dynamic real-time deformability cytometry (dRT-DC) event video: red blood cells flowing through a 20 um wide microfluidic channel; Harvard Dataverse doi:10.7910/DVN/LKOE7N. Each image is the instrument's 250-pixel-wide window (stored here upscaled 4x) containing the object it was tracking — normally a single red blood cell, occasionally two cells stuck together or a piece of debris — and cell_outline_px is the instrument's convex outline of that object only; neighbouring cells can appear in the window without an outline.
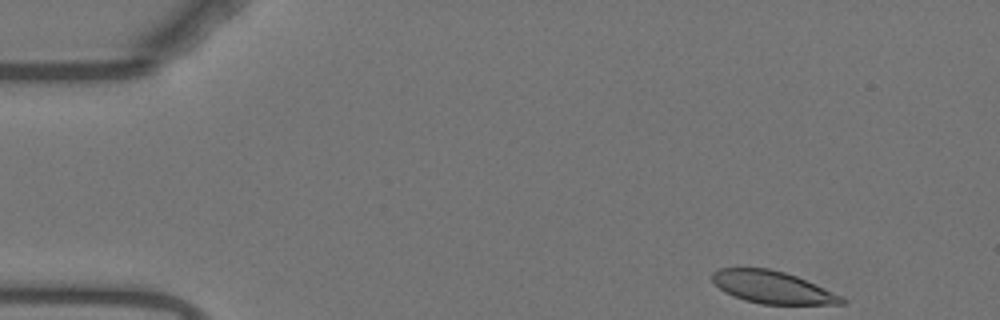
{"species": "Egyptian fruit bat (a non-hibernating species)", "species_latin": "Rousettus aegyptiacus", "temperature_condition": "warm", "stored_images_in_passage": 12, "camera_frame_rate_fps": 3000, "um_per_image_px": 0.085, "animal": {"sex": "female"}, "frame": {"image": 1, "passage_image": 1, "time_ms": 0.0, "image_size_px": [1000, 320], "cell_outline_px": [[848, 300], [844, 304], [760, 304], [744, 300], [732, 296], [724, 292], [712, 280], [712, 272], [720, 268], [768, 268], [784, 272], [796, 276], [844, 296]], "centroid_in_image_um": [65.68, 24.42], "position_along_channel_um": 19.3, "area_um2": 24.45}}
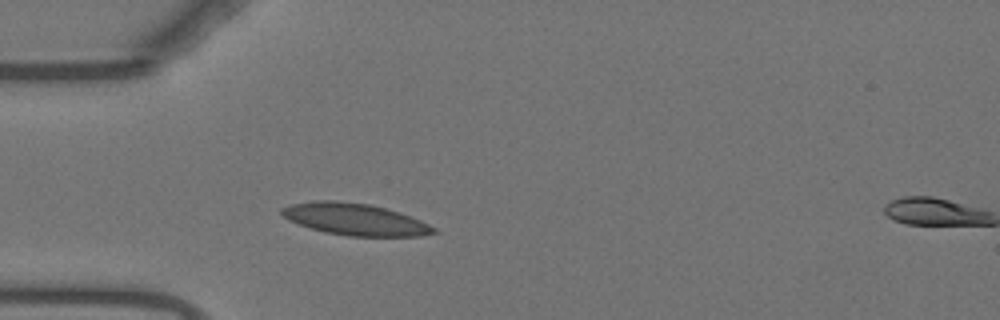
{"frame": {"image": 2, "passage_image": 11, "time_ms": 3.333, "image_size_px": [1000, 320], "cell_outline_px": [[436, 232], [420, 236], [348, 236], [324, 232], [288, 220], [280, 212], [280, 208], [292, 204], [312, 200], [336, 200], [368, 204], [400, 212], [420, 220], [436, 228]], "centroid_in_image_um": [30.15, 18.63], "position_along_channel_um": 54.9, "area_um2": 28.03}}